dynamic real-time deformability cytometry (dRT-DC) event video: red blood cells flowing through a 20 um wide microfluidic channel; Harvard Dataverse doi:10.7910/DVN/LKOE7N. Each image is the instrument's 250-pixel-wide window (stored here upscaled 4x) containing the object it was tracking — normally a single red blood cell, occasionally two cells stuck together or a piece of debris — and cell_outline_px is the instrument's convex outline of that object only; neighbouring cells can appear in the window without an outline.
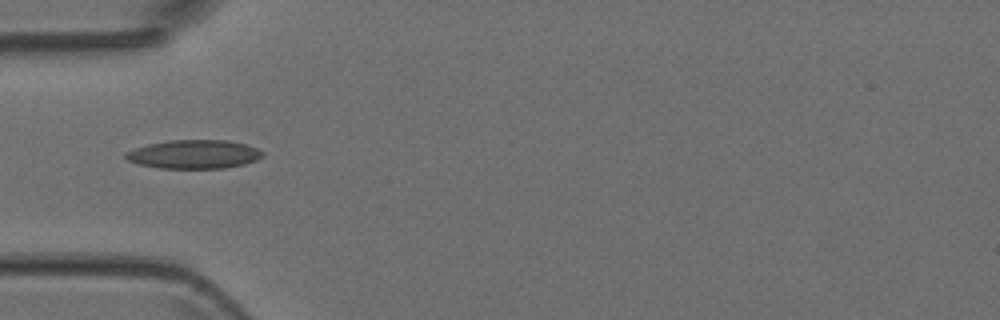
{"species": "Egyptian fruit bat (a non-hibernating species)", "species_latin": "Rousettus aegyptiacus", "temperature_condition": "room temperature", "stored_images_in_passage": 2, "camera_frame_rate_fps": 3000, "um_per_image_px": 0.085, "animal": {"sex": "female"}, "frame": {"image": 1, "passage_image": 1, "time_ms": 0.0, "image_size_px": [1000, 320], "cell_outline_px": [[264, 156], [256, 160], [244, 164], [224, 168], [160, 168], [140, 164], [128, 160], [124, 156], [124, 152], [148, 144], [168, 140], [228, 140], [244, 144], [256, 148], [264, 152]], "centroid_in_image_um": [16.49, 13.11], "position_along_channel_um": 68.5, "area_um2": 22.83}}
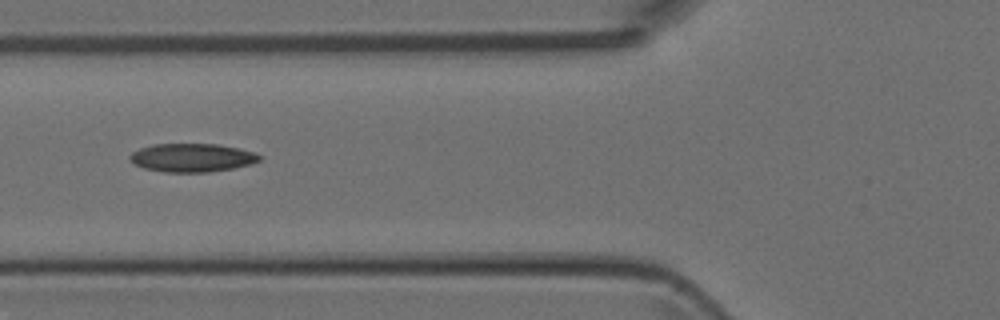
{"frame": {"image": 2, "passage_image": 2, "time_ms": 1.0, "image_size_px": [1000, 320], "cell_outline_px": [[260, 160], [252, 164], [232, 168], [208, 172], [164, 172], [144, 168], [136, 164], [128, 156], [132, 152], [140, 148], [152, 144], [216, 144], [240, 148], [256, 152], [260, 156]], "centroid_in_image_um": [16.35, 13.4], "position_along_channel_um": 109.5, "area_um2": 21.44}}